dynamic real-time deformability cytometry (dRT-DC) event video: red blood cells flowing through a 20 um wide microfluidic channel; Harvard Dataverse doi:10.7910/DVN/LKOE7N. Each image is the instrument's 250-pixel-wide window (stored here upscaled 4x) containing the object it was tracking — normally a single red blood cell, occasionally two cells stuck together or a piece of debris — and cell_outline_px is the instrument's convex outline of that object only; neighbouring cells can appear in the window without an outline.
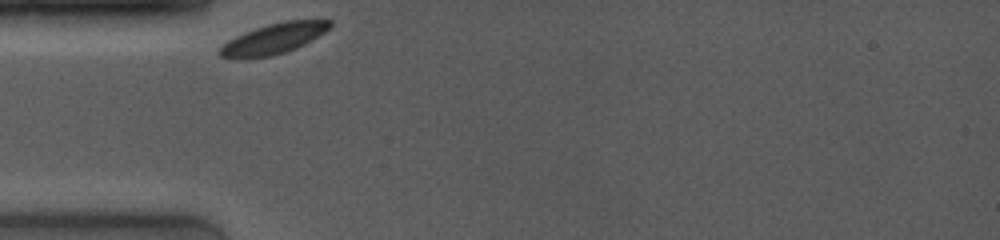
{"species": "common noctule bat (a hibernating species)", "species_latin": "Nyctalus noctula", "temperature_condition": "room temperature", "stored_images_in_passage": 28, "camera_frame_rate_fps": 4000, "um_per_image_px": 0.085, "animal": {"sex": "female", "body_mass_g": 19.0, "forearm_length_mm": 53.3}, "frame": {"image": 1, "passage_image": 1, "time_ms": 0.0, "image_size_px": [1000, 240], "cell_outline_px": [[332, 24], [324, 32], [304, 44], [296, 48], [272, 56], [244, 60], [232, 60], [220, 56], [216, 52], [228, 40], [244, 32], [268, 24], [284, 20], [332, 20]], "centroid_in_image_um": [23.17, 3.32], "position_along_channel_um": 61.8, "area_um2": 19.83}}
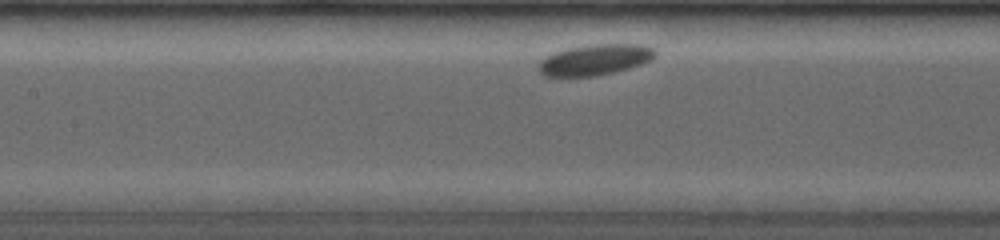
{"frame": {"image": 2, "passage_image": 16, "time_ms": 2.75, "image_size_px": [1000, 240], "cell_outline_px": [[656, 56], [652, 60], [628, 68], [596, 76], [544, 76], [540, 72], [540, 60], [544, 56], [568, 48], [592, 44], [640, 44], [656, 48]], "centroid_in_image_um": [50.61, 5.06], "position_along_channel_um": 156.8, "area_um2": 20.87}}
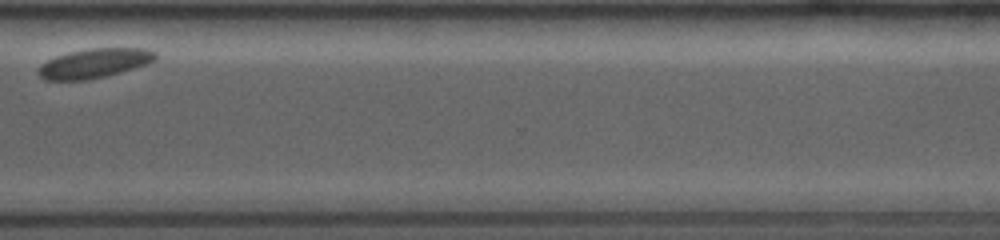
{"frame": {"image": 3, "passage_image": 28, "time_ms": 8.5, "image_size_px": [1000, 240], "cell_outline_px": [[156, 60], [148, 64], [120, 72], [88, 80], [44, 80], [36, 72], [40, 64], [56, 56], [68, 52], [92, 48], [144, 48], [156, 52]], "centroid_in_image_um": [8.0, 5.38], "position_along_channel_um": 362.6, "area_um2": 20.11}}